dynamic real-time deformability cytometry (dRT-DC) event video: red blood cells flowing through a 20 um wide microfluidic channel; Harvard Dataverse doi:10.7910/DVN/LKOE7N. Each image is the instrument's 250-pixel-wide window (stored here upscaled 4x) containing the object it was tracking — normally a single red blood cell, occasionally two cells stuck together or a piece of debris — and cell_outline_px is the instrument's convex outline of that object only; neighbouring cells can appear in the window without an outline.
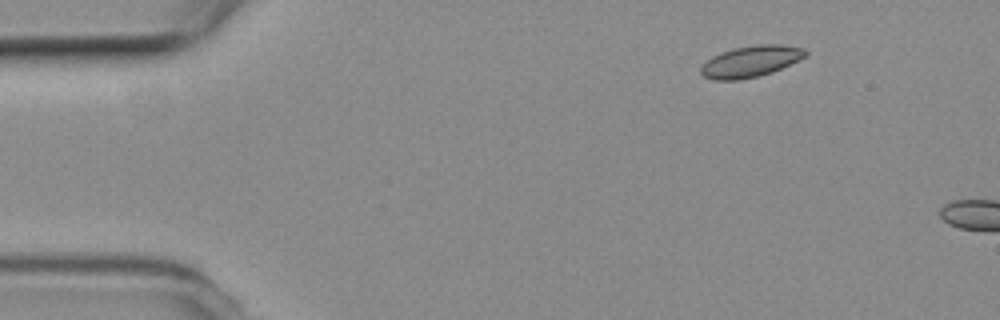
{"species": "common noctule bat (a hibernating species)", "species_latin": "Nyctalus noctula", "temperature_condition": "room temperature", "stored_images_in_passage": 2, "camera_frame_rate_fps": 3000, "um_per_image_px": 0.085, "animal": {"sex": "female", "body_mass_g": 19.3, "forearm_length_mm": 54.1}, "frame": {"image": 1, "passage_image": 1, "time_ms": 0.0, "image_size_px": [1000, 320], "cell_outline_px": [[808, 52], [804, 56], [772, 72], [740, 80], [716, 80], [704, 76], [700, 72], [700, 68], [712, 56], [720, 52], [732, 48], [756, 44], [780, 44], [804, 48]], "centroid_in_image_um": [63.77, 5.2], "position_along_channel_um": 21.2, "area_um2": 18.84}}